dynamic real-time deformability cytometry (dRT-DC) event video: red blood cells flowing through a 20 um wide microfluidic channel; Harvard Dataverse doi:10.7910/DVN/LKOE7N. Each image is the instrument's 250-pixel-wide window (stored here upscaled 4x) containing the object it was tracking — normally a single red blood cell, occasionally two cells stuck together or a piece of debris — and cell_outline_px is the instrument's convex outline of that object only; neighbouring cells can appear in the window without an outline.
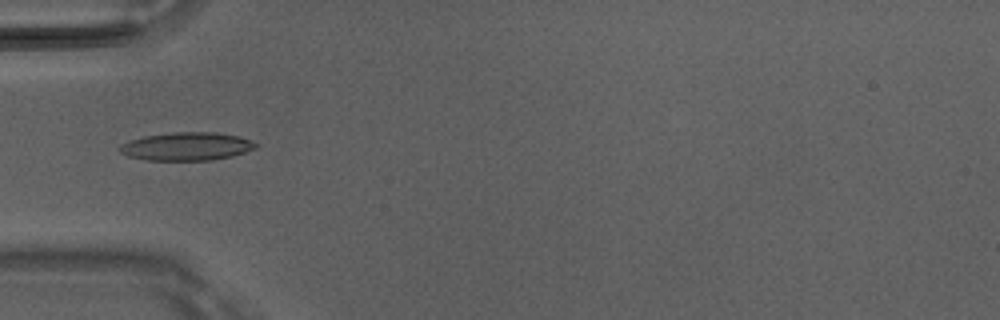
{"species": "Egyptian fruit bat (a non-hibernating species)", "species_latin": "Rousettus aegyptiacus", "temperature_condition": "room temperature", "stored_images_in_passage": 5, "camera_frame_rate_fps": 3000, "um_per_image_px": 0.085, "animal": {"sex": "male"}, "frame": {"image": 1, "passage_image": 4, "time_ms": 1.0, "image_size_px": [1000, 320], "cell_outline_px": [[260, 144], [256, 148], [232, 156], [212, 160], [148, 160], [128, 156], [120, 152], [116, 148], [120, 144], [144, 136], [172, 132], [216, 132], [240, 136], [252, 140]], "centroid_in_image_um": [15.89, 12.44], "position_along_channel_um": 69.1, "area_um2": 22.48}}